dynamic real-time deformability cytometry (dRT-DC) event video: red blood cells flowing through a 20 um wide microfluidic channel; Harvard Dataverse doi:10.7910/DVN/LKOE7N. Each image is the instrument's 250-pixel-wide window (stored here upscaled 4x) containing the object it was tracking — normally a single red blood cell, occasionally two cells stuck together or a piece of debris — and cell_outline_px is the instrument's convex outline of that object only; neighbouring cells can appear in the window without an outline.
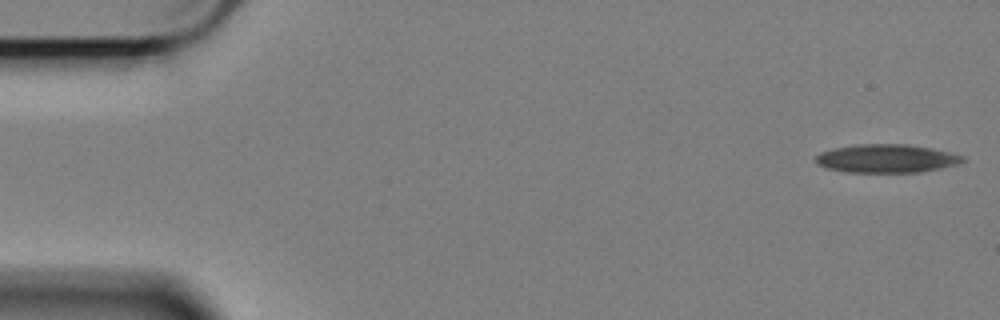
{"species": "Egyptian fruit bat (a non-hibernating species)", "species_latin": "Rousettus aegyptiacus", "temperature_condition": "cold", "stored_images_in_passage": 57, "camera_frame_rate_fps": 3000, "um_per_image_px": 0.085, "animal": {"sex": "female"}, "frame": {"image": 1, "passage_image": 1, "time_ms": 0.0, "image_size_px": [1000, 320], "cell_outline_px": [[964, 160], [960, 164], [920, 172], [848, 172], [828, 168], [816, 164], [816, 156], [820, 152], [832, 148], [856, 144], [908, 144], [948, 152], [964, 156]], "centroid_in_image_um": [75.33, 13.47], "position_along_channel_um": 9.7, "area_um2": 24.22}}
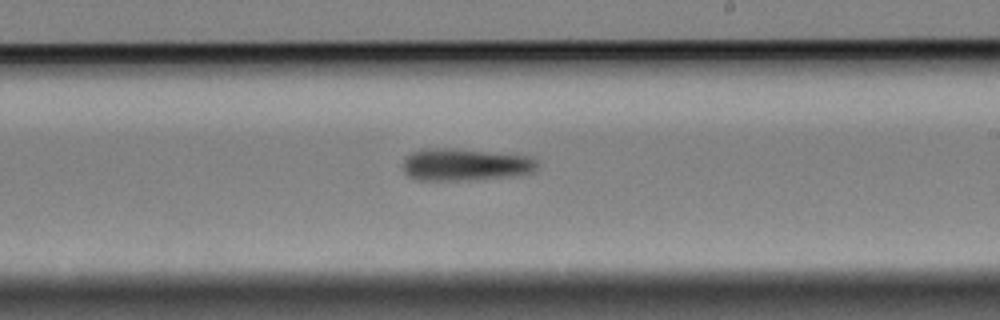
{"frame": {"image": 2, "passage_image": 33, "time_ms": 10.667, "image_size_px": [1000, 320], "cell_outline_px": [[536, 168], [532, 172], [516, 176], [468, 180], [412, 180], [404, 176], [404, 160], [412, 152], [424, 148], [456, 148], [532, 156], [536, 160]], "centroid_in_image_um": [39.52, 13.99], "position_along_channel_um": 249.5, "area_um2": 25.61}}
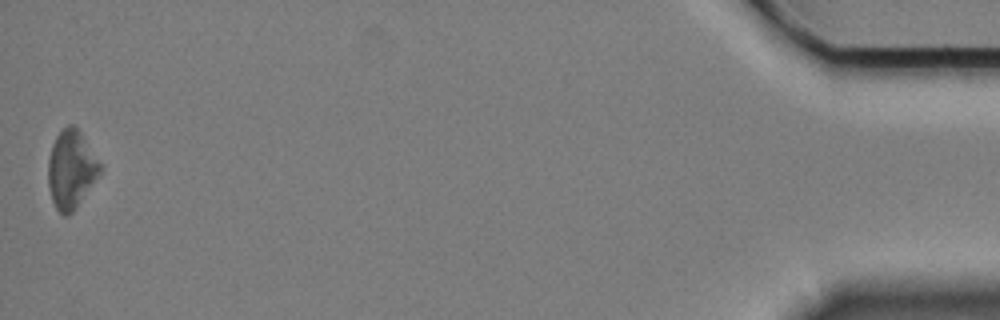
{"frame": {"image": 3, "passage_image": 57, "time_ms": 18.667, "image_size_px": [1000, 320], "cell_outline_px": [[104, 168], [100, 176], [76, 208], [68, 216], [64, 216], [56, 208], [52, 200], [48, 184], [48, 160], [52, 144], [56, 136], [68, 124], [72, 124], [80, 132], [104, 164]], "centroid_in_image_um": [6.1, 14.41], "position_along_channel_um": 429.1, "area_um2": 24.1}}